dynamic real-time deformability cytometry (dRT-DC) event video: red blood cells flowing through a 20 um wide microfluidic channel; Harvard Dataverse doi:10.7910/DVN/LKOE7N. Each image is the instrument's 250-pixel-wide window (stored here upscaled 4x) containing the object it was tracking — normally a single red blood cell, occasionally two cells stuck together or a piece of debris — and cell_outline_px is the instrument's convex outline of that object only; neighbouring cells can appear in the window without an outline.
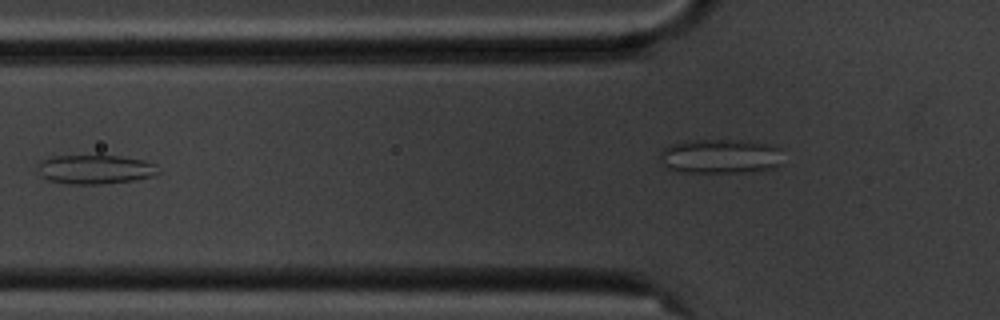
{"species": "common noctule bat (a hibernating species)", "species_latin": "Nyctalus noctula", "temperature_condition": "cold", "stored_images_in_passage": 11, "camera_frame_rate_fps": 3000, "um_per_image_px": 0.085, "animal": {"sex": "male", "body_mass_g": 20.1, "forearm_length_mm": 53.5}, "frame": {"image": 1, "passage_image": 7, "time_ms": 7.0, "image_size_px": [1000, 320], "cell_outline_px": [[160, 172], [152, 176], [136, 180], [100, 184], [68, 184], [48, 180], [40, 176], [40, 164], [44, 160], [52, 156], [120, 156], [144, 160], [156, 164]], "centroid_in_image_um": [8.14, 14.41], "position_along_channel_um": 117.7, "area_um2": 20.35}}
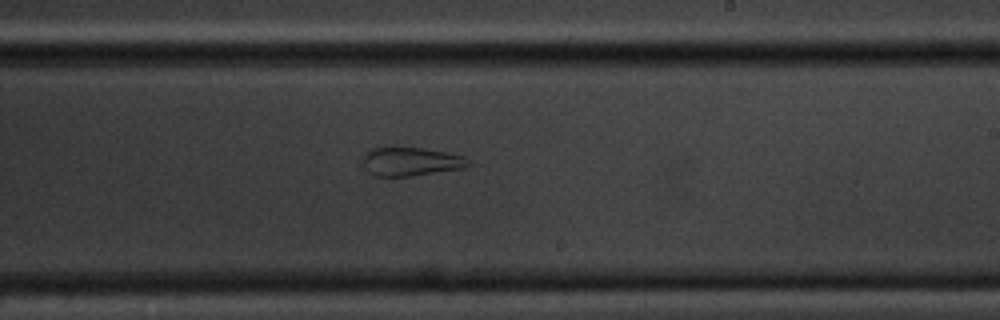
{"frame": {"image": 2, "passage_image": 11, "time_ms": 12.333, "image_size_px": [1000, 320], "cell_outline_px": [[476, 164], [464, 168], [408, 176], [376, 176], [368, 172], [364, 164], [364, 156], [368, 148], [424, 148], [464, 156]], "centroid_in_image_um": [34.98, 13.73], "position_along_channel_um": 254.0, "area_um2": 17.51}}